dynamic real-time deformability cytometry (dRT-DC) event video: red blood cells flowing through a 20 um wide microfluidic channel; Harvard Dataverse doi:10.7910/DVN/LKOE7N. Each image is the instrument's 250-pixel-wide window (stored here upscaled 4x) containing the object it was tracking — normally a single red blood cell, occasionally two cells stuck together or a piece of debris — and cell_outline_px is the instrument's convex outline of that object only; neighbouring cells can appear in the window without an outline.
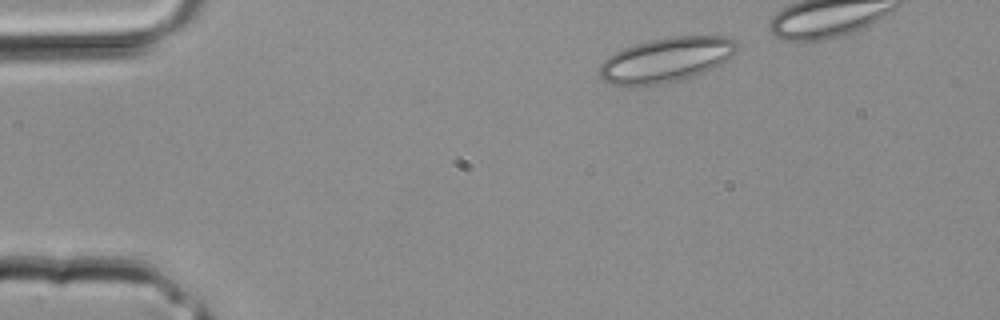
{"species": "common noctule bat (a hibernating species)", "species_latin": "Nyctalus noctula", "temperature_condition": "room temperature", "stored_images_in_passage": 3, "camera_frame_rate_fps": 3000, "um_per_image_px": 0.085, "animal": {"sex": "male", "body_mass_g": 20.4}, "frame": {"image": 1, "passage_image": 1, "time_ms": 0.0, "image_size_px": [1000, 320], "cell_outline_px": [[740, 44], [736, 52], [732, 56], [720, 64], [704, 72], [680, 80], [660, 84], [632, 88], [608, 84], [600, 76], [600, 64], [608, 56], [624, 48], [636, 44], [652, 40], [672, 36], [728, 36], [736, 40]], "centroid_in_image_um": [56.63, 5.1], "position_along_channel_um": 28.4, "area_um2": 36.18}}